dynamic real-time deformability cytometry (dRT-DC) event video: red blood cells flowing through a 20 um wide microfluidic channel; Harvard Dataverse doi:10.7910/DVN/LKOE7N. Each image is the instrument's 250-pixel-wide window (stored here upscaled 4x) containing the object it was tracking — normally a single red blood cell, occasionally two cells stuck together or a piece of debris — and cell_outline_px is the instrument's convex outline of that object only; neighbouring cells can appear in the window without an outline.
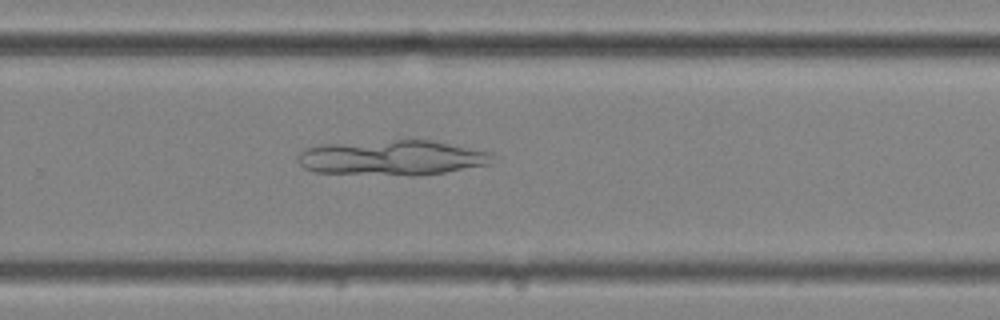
{"species": "common noctule bat (a hibernating species)", "species_latin": "Nyctalus noctula", "temperature_condition": "cold", "stored_images_in_passage": 43, "camera_frame_rate_fps": 3000, "um_per_image_px": 0.085, "animal": {"sex": "female", "body_mass_g": 25.1}, "frame": {"image": 1, "passage_image": 25, "time_ms": 8.0, "image_size_px": [1000, 320], "cell_outline_px": [[496, 160], [492, 164], [444, 172], [416, 176], [412, 176], [312, 172], [304, 168], [300, 164], [296, 156], [304, 148], [324, 144], [396, 140], [432, 140], [496, 152]], "centroid_in_image_um": [33.41, 13.41], "position_along_channel_um": 296.4, "area_um2": 40.52}}